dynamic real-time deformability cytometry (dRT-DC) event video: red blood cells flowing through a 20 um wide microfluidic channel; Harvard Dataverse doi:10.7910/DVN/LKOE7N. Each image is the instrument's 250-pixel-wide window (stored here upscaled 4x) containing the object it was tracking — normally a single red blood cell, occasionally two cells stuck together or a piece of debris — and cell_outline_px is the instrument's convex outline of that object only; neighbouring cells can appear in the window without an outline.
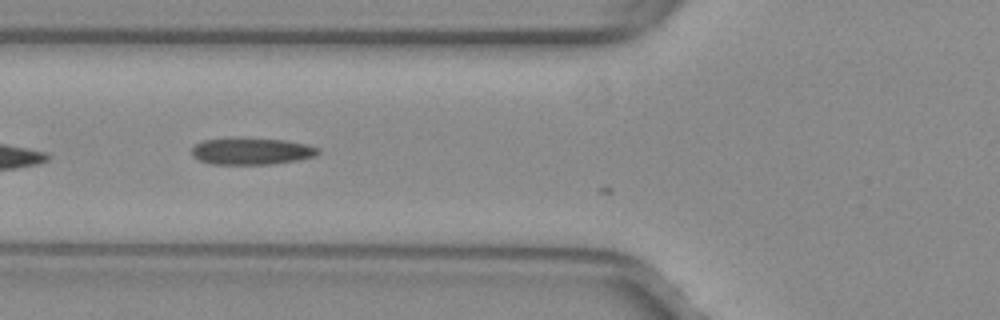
{"species": "common noctule bat (a hibernating species)", "species_latin": "Nyctalus noctula", "temperature_condition": "warm", "stored_images_in_passage": 10, "camera_frame_rate_fps": 3000, "um_per_image_px": 0.085, "animal": {"sex": "female", "body_mass_g": 29.2, "forearm_length_mm": 56.3}, "frame": {"image": 1, "passage_image": 7, "time_ms": 2.0, "image_size_px": [1000, 320], "cell_outline_px": [[320, 152], [312, 156], [296, 160], [272, 164], [212, 164], [200, 160], [192, 156], [192, 148], [196, 144], [204, 140], [284, 140], [304, 144], [320, 148]], "centroid_in_image_um": [21.38, 12.89], "position_along_channel_um": 104.4, "area_um2": 18.79}}